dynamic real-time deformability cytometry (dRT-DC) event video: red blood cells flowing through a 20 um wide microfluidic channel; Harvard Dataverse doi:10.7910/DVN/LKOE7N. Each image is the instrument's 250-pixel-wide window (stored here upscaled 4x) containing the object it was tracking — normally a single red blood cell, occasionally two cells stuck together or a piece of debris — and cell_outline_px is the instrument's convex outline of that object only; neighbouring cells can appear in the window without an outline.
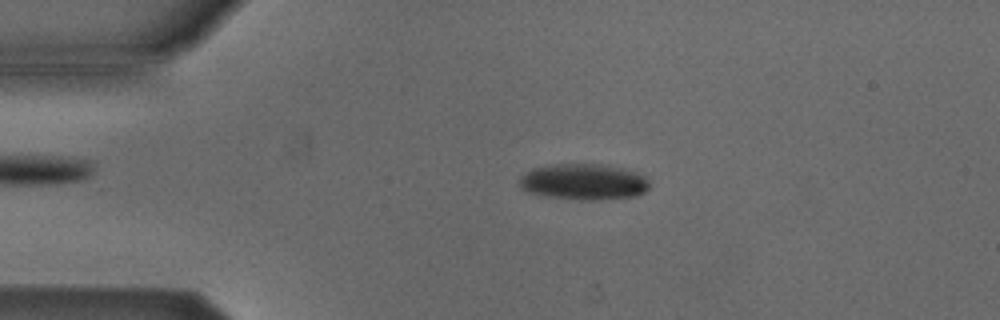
{"species": "Egyptian fruit bat (a non-hibernating species)", "species_latin": "Rousettus aegyptiacus", "temperature_condition": "cold", "stored_images_in_passage": 36, "camera_frame_rate_fps": 3000, "um_per_image_px": 0.085, "animal": {"sex": "male"}, "frame": {"image": 1, "passage_image": 8, "time_ms": 2.333, "image_size_px": [1000, 320], "cell_outline_px": [[648, 188], [644, 192], [636, 196], [596, 200], [584, 200], [548, 196], [528, 192], [520, 188], [520, 176], [532, 168], [552, 164], [608, 164], [624, 168], [644, 176], [648, 180]], "centroid_in_image_um": [49.61, 15.44], "position_along_channel_um": 35.4, "area_um2": 27.34}}
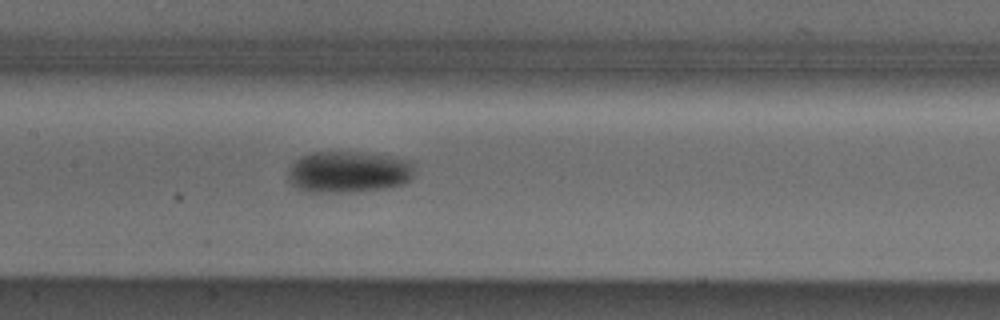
{"frame": {"image": 2, "passage_image": 22, "time_ms": 7.0, "image_size_px": [1000, 320], "cell_outline_px": [[416, 172], [404, 184], [384, 188], [352, 192], [308, 192], [296, 188], [288, 180], [288, 172], [292, 164], [300, 156], [312, 152], [360, 152], [388, 156], [408, 160], [412, 164]], "centroid_in_image_um": [29.6, 14.62], "position_along_channel_um": 177.8, "area_um2": 30.69}}
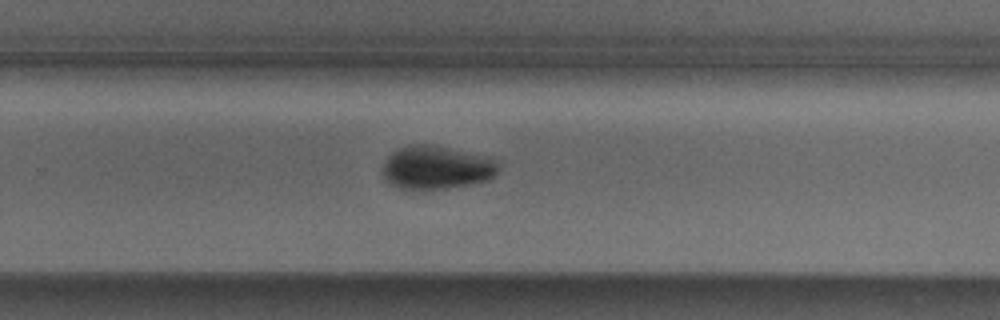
{"frame": {"image": 3, "passage_image": 31, "time_ms": 10.0, "image_size_px": [1000, 320], "cell_outline_px": [[500, 168], [488, 180], [468, 184], [444, 188], [400, 188], [388, 184], [384, 180], [384, 164], [388, 156], [392, 152], [408, 144], [432, 144], [488, 156], [496, 160]], "centroid_in_image_um": [37.1, 14.21], "position_along_channel_um": 292.7, "area_um2": 29.07}, "authors_computed_cell_mechanics": {"area_um2": 28.4954, "velocity_mm_per_s": 3.8436, "shape_relaxation_time_tau1_ms": 11.1819, "shape_relaxation_time_tau2_ms": null, "deformation_change_tau1": 0.1973, "deformation_change_tau2": null}}